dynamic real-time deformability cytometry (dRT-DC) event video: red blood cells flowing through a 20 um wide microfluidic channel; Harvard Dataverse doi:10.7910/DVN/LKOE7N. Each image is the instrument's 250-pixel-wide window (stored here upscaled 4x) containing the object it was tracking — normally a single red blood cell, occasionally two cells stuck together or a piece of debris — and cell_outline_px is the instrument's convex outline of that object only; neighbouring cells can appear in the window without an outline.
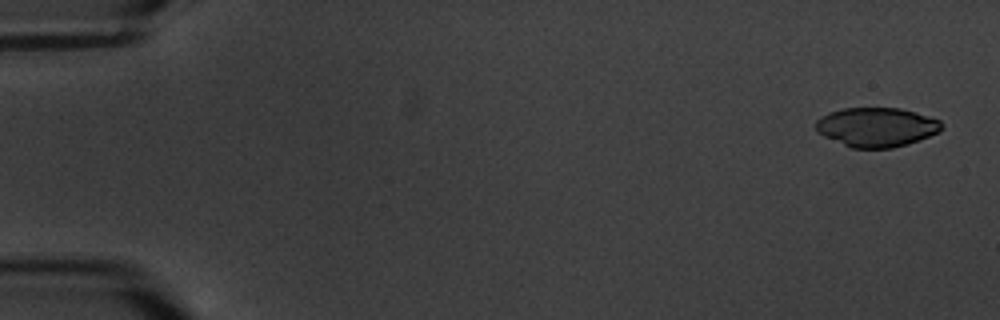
{"species": "common noctule bat (a hibernating species)", "species_latin": "Nyctalus noctula", "temperature_condition": "warm", "stored_images_in_passage": 6, "camera_frame_rate_fps": 3000, "um_per_image_px": 0.085, "animal": {"sex": "male", "body_mass_g": 20.1, "forearm_length_mm": 53.5}, "frame": {"image": 1, "passage_image": 1, "time_ms": 0.0, "image_size_px": [1000, 320], "cell_outline_px": [[944, 124], [940, 132], [908, 144], [892, 148], [852, 148], [824, 136], [816, 132], [816, 120], [820, 116], [828, 112], [844, 108], [900, 108], [916, 112], [940, 120]], "centroid_in_image_um": [74.51, 10.8], "position_along_channel_um": 10.5, "area_um2": 28.96}}